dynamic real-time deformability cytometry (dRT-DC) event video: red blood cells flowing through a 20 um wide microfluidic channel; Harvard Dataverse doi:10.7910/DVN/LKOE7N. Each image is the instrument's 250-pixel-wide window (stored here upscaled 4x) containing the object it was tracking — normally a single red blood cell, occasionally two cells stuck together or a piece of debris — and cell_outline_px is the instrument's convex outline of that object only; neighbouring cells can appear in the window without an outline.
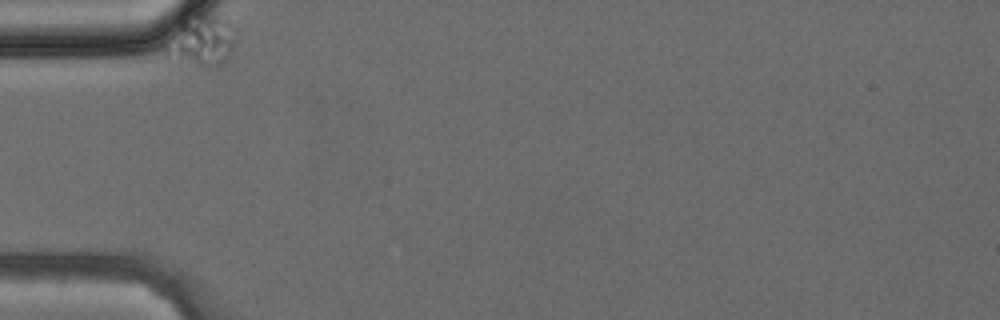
{"species": "common noctule bat (a hibernating species)", "species_latin": "Nyctalus noctula", "temperature_condition": "cold", "stored_images_in_passage": 31, "camera_frame_rate_fps": 3000, "um_per_image_px": 0.085, "animal": {"sex": "female", "body_mass_g": 24.6, "forearm_length_mm": 56.2}, "frame": {"image": 1, "passage_image": 1, "time_ms": 0.0, "image_size_px": [1000, 320], "cell_outline_px": [[236, 40], [228, 56], [216, 68], [204, 68], [180, 60], [164, 52], [164, 44], [184, 28], [200, 16], [212, 16], [224, 20], [232, 28]], "centroid_in_image_um": [17.23, 3.62], "position_along_channel_um": 67.8, "area_um2": 18.55}}